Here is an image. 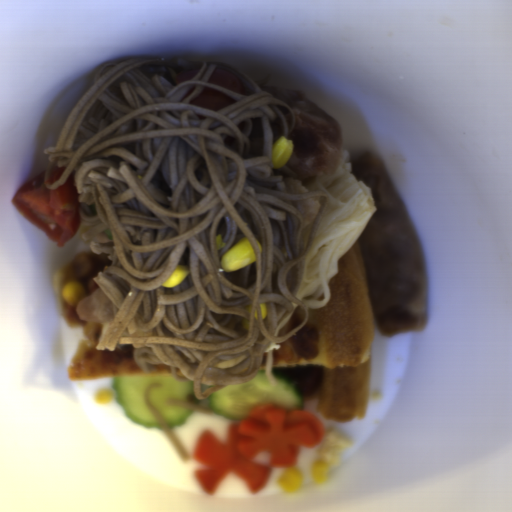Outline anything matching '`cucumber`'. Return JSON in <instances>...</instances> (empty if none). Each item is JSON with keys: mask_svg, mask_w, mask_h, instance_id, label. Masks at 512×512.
<instances>
[{"mask_svg": "<svg viewBox=\"0 0 512 512\" xmlns=\"http://www.w3.org/2000/svg\"><path fill=\"white\" fill-rule=\"evenodd\" d=\"M149 387L147 400L151 406L174 429L182 426L195 409L171 404V399H187L194 383L179 379L169 372L128 377H112L115 400L121 405L128 422L143 427L159 429L157 422L147 407L145 393Z\"/></svg>", "mask_w": 512, "mask_h": 512, "instance_id": "cucumber-1", "label": "cucumber"}, {"mask_svg": "<svg viewBox=\"0 0 512 512\" xmlns=\"http://www.w3.org/2000/svg\"><path fill=\"white\" fill-rule=\"evenodd\" d=\"M272 383L263 370L250 382L225 387L209 396L210 409L232 420L247 419L261 405L288 411L302 409L303 397L283 378L272 374Z\"/></svg>", "mask_w": 512, "mask_h": 512, "instance_id": "cucumber-2", "label": "cucumber"}]
</instances>
